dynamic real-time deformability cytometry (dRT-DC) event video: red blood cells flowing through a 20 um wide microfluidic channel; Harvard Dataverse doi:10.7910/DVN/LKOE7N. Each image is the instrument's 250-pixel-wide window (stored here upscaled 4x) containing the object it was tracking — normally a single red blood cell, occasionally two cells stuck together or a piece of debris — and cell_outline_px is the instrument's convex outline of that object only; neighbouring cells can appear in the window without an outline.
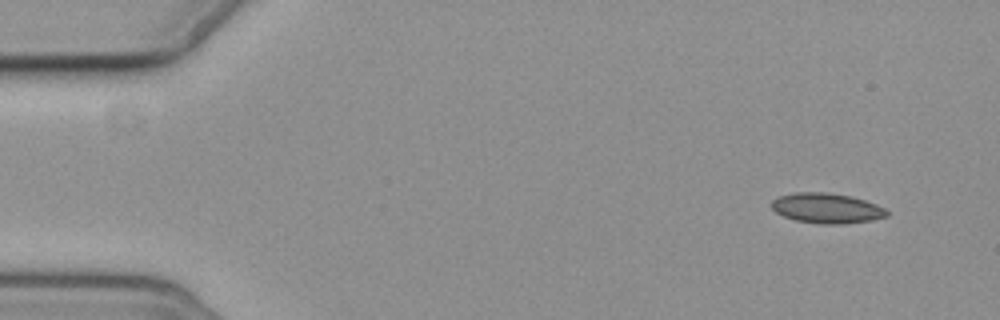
{"species": "common noctule bat (a hibernating species)", "species_latin": "Nyctalus noctula", "temperature_condition": "cold", "stored_images_in_passage": 4, "camera_frame_rate_fps": 3000, "um_per_image_px": 0.085, "animal": {"sex": "female", "body_mass_g": 19.3, "forearm_length_mm": 54.1}, "frame": {"image": 1, "passage_image": 1, "time_ms": 0.0, "image_size_px": [1000, 320], "cell_outline_px": [[888, 216], [872, 220], [840, 224], [816, 224], [796, 220], [784, 216], [776, 212], [772, 208], [772, 200], [780, 196], [796, 192], [824, 192], [848, 196], [864, 200], [876, 204], [884, 208], [888, 212]], "centroid_in_image_um": [70.27, 17.7], "position_along_channel_um": 14.7, "area_um2": 20.06}}
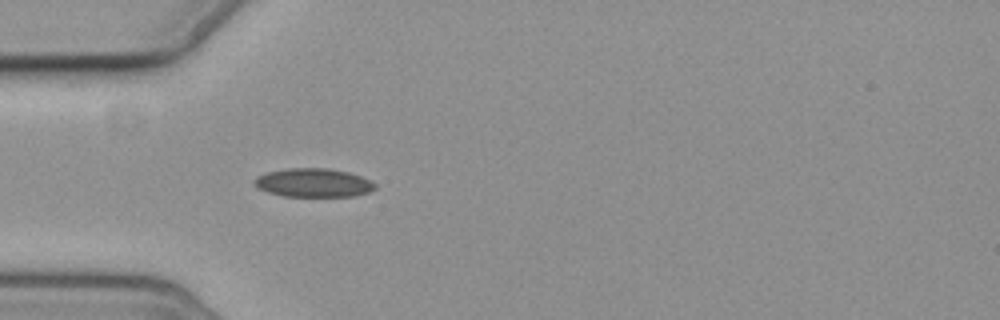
{"frame": {"image": 2, "passage_image": 4, "time_ms": 4.333, "image_size_px": [1000, 320], "cell_outline_px": [[376, 188], [368, 192], [356, 196], [284, 196], [268, 192], [260, 188], [252, 180], [256, 176], [268, 172], [288, 168], [328, 168], [348, 172], [360, 176], [376, 184]], "centroid_in_image_um": [26.65, 15.53], "position_along_channel_um": 58.4, "area_um2": 20.0}}